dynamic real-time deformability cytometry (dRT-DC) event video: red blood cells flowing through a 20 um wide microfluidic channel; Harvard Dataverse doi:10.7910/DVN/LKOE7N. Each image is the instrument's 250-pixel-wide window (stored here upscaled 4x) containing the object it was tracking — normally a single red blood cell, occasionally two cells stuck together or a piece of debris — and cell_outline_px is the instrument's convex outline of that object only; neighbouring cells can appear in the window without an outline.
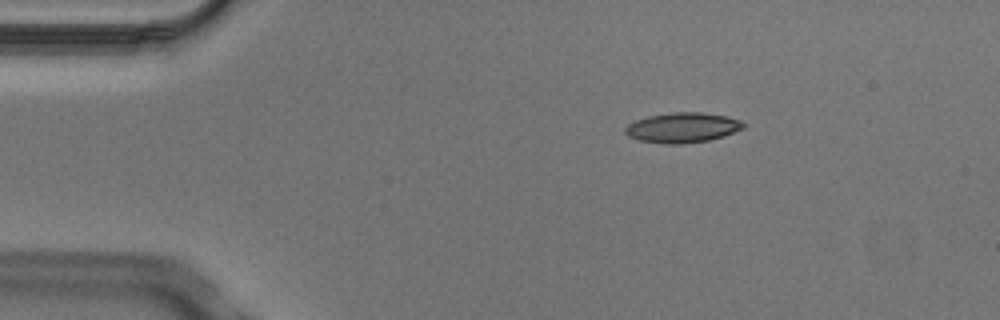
{"species": "Egyptian fruit bat (a non-hibernating species)", "species_latin": "Rousettus aegyptiacus", "temperature_condition": "cold", "stored_images_in_passage": 8, "camera_frame_rate_fps": 3000, "um_per_image_px": 0.085, "animal": {"sex": "male"}, "frame": {"image": 1, "passage_image": 2, "time_ms": 0.333, "image_size_px": [1000, 320], "cell_outline_px": [[744, 128], [724, 136], [708, 140], [684, 144], [664, 144], [640, 140], [628, 136], [624, 132], [624, 128], [628, 124], [636, 120], [648, 116], [672, 112], [700, 112], [728, 116], [740, 120], [744, 124]], "centroid_in_image_um": [58.01, 10.85], "position_along_channel_um": 27.0, "area_um2": 20.75}}
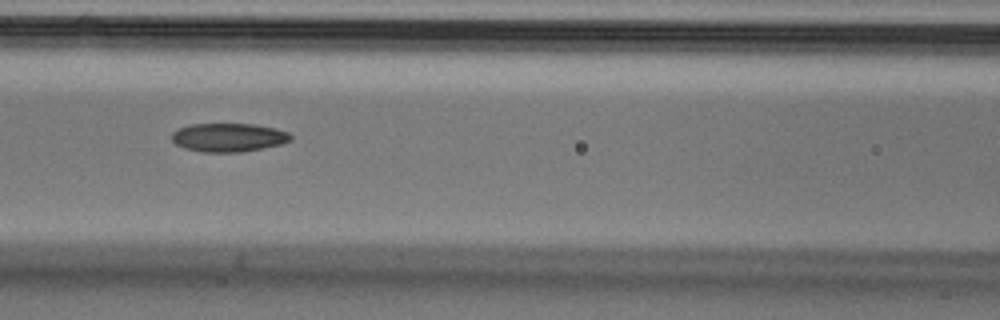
{"frame": {"image": 2, "passage_image": 6, "time_ms": 1.667, "image_size_px": [1000, 320], "cell_outline_px": [[292, 140], [284, 144], [244, 152], [204, 152], [184, 148], [176, 144], [172, 140], [172, 132], [188, 124], [256, 124], [276, 128], [288, 132], [292, 136]], "centroid_in_image_um": [19.47, 11.68], "position_along_channel_um": 147.1, "area_um2": 20.06}}
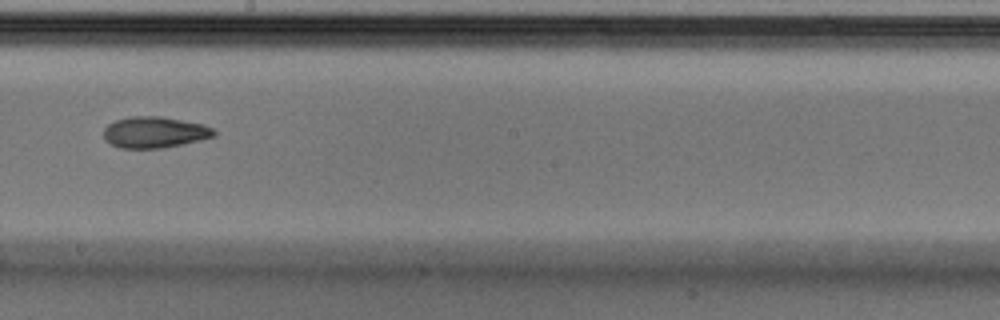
{"frame": {"image": 3, "passage_image": 8, "time_ms": 2.333, "image_size_px": [1000, 320], "cell_outline_px": [[216, 136], [184, 144], [160, 148], [120, 148], [104, 140], [104, 128], [108, 124], [116, 120], [128, 116], [160, 116], [204, 124], [216, 128]], "centroid_in_image_um": [13.17, 11.24], "position_along_channel_um": 235.0, "area_um2": 20.29}}